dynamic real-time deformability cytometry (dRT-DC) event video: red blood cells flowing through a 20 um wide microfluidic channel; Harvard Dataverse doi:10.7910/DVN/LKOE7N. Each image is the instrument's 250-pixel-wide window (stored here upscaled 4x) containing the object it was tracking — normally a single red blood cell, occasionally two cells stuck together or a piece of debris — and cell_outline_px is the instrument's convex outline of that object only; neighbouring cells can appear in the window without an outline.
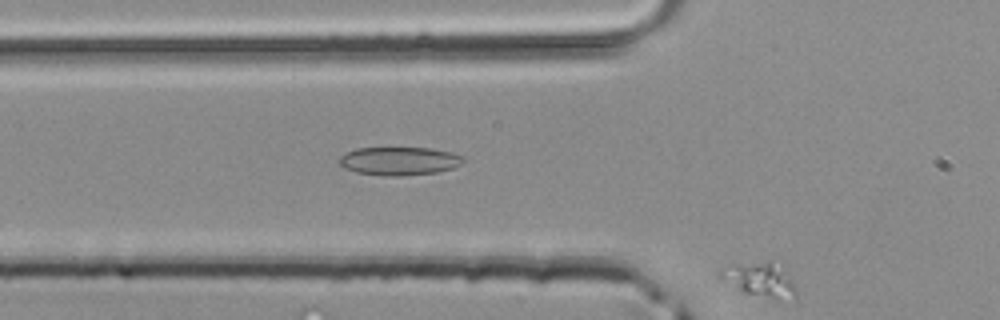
{"species": "common noctule bat (a hibernating species)", "species_latin": "Nyctalus noctula", "temperature_condition": "room temperature", "stored_images_in_passage": 12, "camera_frame_rate_fps": 3000, "um_per_image_px": 0.085, "animal": {"sex": "male", "body_mass_g": 20.4}, "frame": {"image": 1, "passage_image": 12, "time_ms": 3.667, "image_size_px": [1000, 320], "cell_outline_px": [[796, 296], [780, 300], [776, 300], [740, 292], [716, 276], [716, 272], [720, 268], [736, 264], [768, 260], [780, 260], [796, 288]], "centroid_in_image_um": [64.57, 23.74], "position_along_channel_um": 61.2, "area_um2": 16.01}}